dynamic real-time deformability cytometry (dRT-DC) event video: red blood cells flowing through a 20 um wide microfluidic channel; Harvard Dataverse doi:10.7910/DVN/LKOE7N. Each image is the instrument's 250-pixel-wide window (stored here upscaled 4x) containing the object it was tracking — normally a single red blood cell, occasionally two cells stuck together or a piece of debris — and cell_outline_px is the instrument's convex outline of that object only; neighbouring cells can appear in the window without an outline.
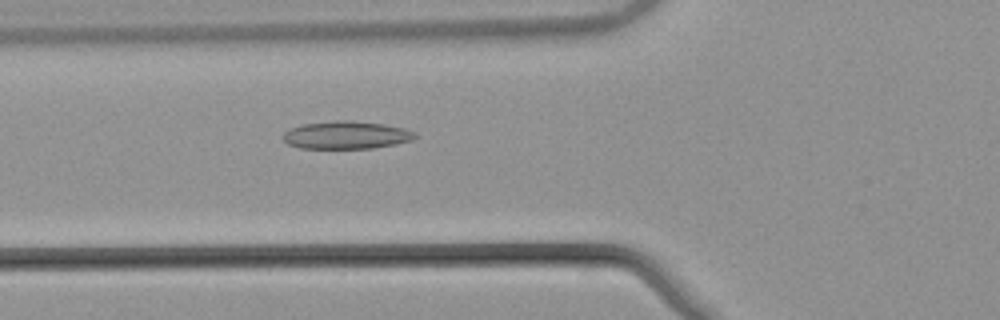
{"species": "common noctule bat (a hibernating species)", "species_latin": "Nyctalus noctula", "temperature_condition": "warm", "stored_images_in_passage": 53, "camera_frame_rate_fps": 3000, "um_per_image_px": 0.085, "animal": {"sex": "male", "body_mass_g": 21.5, "forearm_length_mm": 52.0}, "frame": {"image": 1, "passage_image": 20, "time_ms": 6.333, "image_size_px": [1000, 320], "cell_outline_px": [[416, 136], [412, 140], [396, 144], [372, 148], [300, 148], [288, 144], [280, 136], [288, 128], [300, 124], [332, 120], [352, 120], [384, 124], [404, 128], [416, 132]], "centroid_in_image_um": [29.39, 11.46], "position_along_channel_um": 96.4, "area_um2": 21.68}}
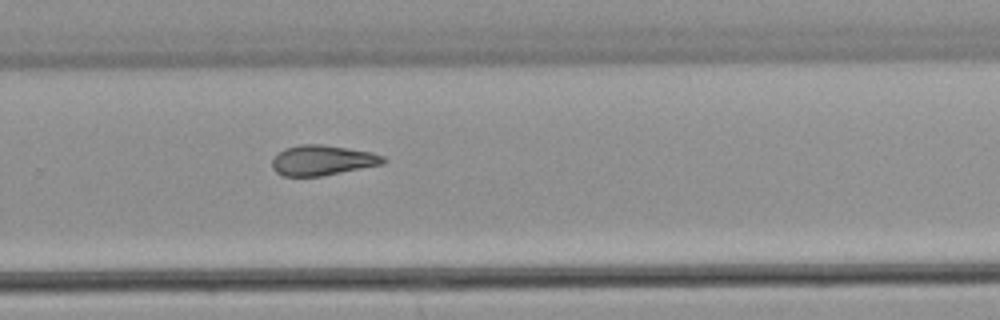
{"frame": {"image": 2, "passage_image": 36, "time_ms": 11.667, "image_size_px": [1000, 320], "cell_outline_px": [[388, 160], [384, 164], [320, 176], [284, 176], [276, 172], [272, 168], [272, 160], [284, 148], [300, 144], [320, 144], [348, 148], [372, 152], [384, 156]], "centroid_in_image_um": [27.43, 13.62], "position_along_channel_um": 302.4, "area_um2": 19.54}}
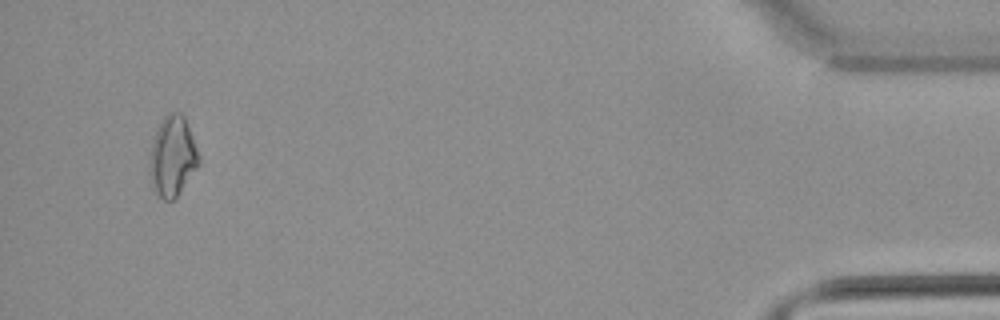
{"frame": {"image": 3, "passage_image": 51, "time_ms": 16.667, "image_size_px": [1000, 320], "cell_outline_px": [[200, 164], [176, 196], [172, 200], [164, 200], [152, 188], [148, 172], [148, 164], [152, 140], [160, 120], [168, 112], [180, 112], [184, 116], [200, 156]], "centroid_in_image_um": [14.63, 13.27], "position_along_channel_um": 420.6, "area_um2": 23.18}, "authors_computed_cell_mechanics": {"area_um2": 20.5768, "velocity_mm_per_s": 3.8659, "shape_relaxation_time_tau1_ms": null, "shape_relaxation_time_tau2_ms": 4.965, "deformation_change_tau1": null, "deformation_change_tau2": 0.1345}}